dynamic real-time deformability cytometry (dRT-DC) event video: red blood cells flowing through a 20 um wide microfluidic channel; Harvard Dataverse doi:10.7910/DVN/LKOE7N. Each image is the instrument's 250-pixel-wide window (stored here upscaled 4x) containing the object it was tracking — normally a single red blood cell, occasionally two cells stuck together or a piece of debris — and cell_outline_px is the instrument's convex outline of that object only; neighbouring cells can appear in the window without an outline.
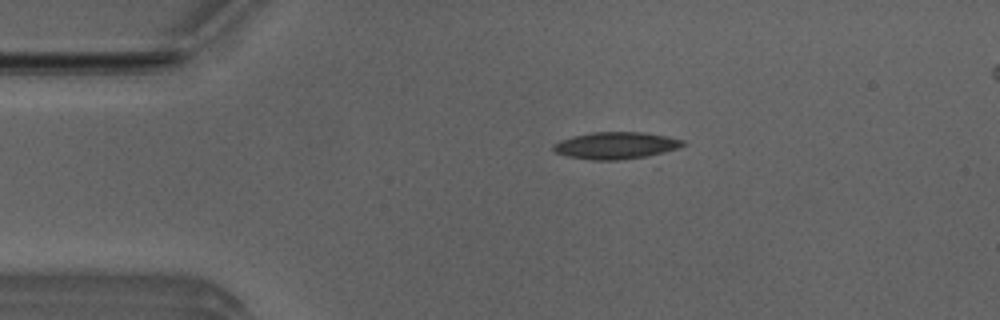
{"species": "Egyptian fruit bat (a non-hibernating species)", "species_latin": "Rousettus aegyptiacus", "temperature_condition": "room temperature", "stored_images_in_passage": 2, "camera_frame_rate_fps": 3000, "um_per_image_px": 0.085, "animal": {"sex": "male"}, "frame": {"image": 1, "passage_image": 1, "time_ms": 0.0, "image_size_px": [1000, 320], "cell_outline_px": [[688, 144], [660, 168], [656, 168], [592, 160], [568, 156], [556, 152], [552, 148], [552, 144], [560, 140], [572, 136], [592, 132], [644, 132], [668, 136], [684, 140]], "centroid_in_image_um": [52.87, 12.57], "position_along_channel_um": 32.1, "area_um2": 24.91}}